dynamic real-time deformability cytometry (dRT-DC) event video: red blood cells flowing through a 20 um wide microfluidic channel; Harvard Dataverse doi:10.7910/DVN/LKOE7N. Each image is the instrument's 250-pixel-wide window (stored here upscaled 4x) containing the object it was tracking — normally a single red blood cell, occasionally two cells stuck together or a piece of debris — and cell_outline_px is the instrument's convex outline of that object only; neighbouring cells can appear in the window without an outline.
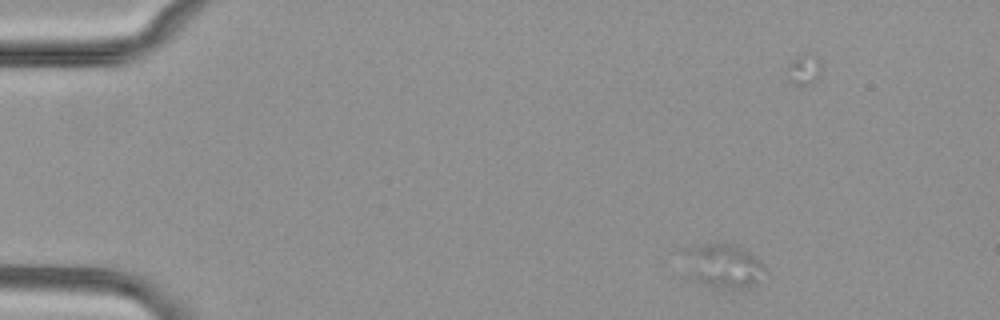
{"species": "common noctule bat (a hibernating species)", "species_latin": "Nyctalus noctula", "temperature_condition": "cold", "stored_images_in_passage": 56, "camera_frame_rate_fps": 3000, "um_per_image_px": 0.085, "animal": {"sex": "female", "body_mass_g": 29.2, "forearm_length_mm": 56.3}, "frame": {"image": 1, "passage_image": 8, "time_ms": 2.333, "image_size_px": [1000, 320], "cell_outline_px": [[768, 272], [756, 284], [748, 288], [732, 292], [712, 288], [696, 280], [692, 276], [680, 248], [704, 244], [736, 244], [756, 256], [764, 264]], "centroid_in_image_um": [61.54, 22.64], "position_along_channel_um": 23.5, "area_um2": 21.68}}
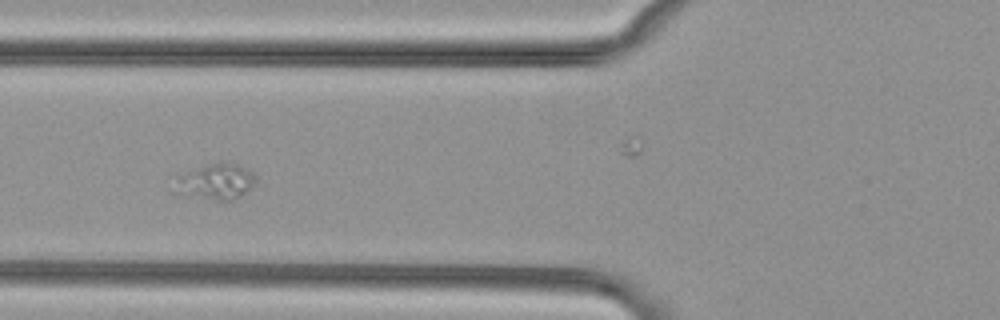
{"frame": {"image": 2, "passage_image": 22, "time_ms": 7.0, "image_size_px": [1000, 320], "cell_outline_px": [[260, 176], [256, 184], [236, 200], [216, 200], [180, 196], [172, 192], [176, 176], [208, 164], [220, 160], [228, 160], [248, 168], [256, 172]], "centroid_in_image_um": [18.38, 15.43], "position_along_channel_um": 107.4, "area_um2": 18.09}}
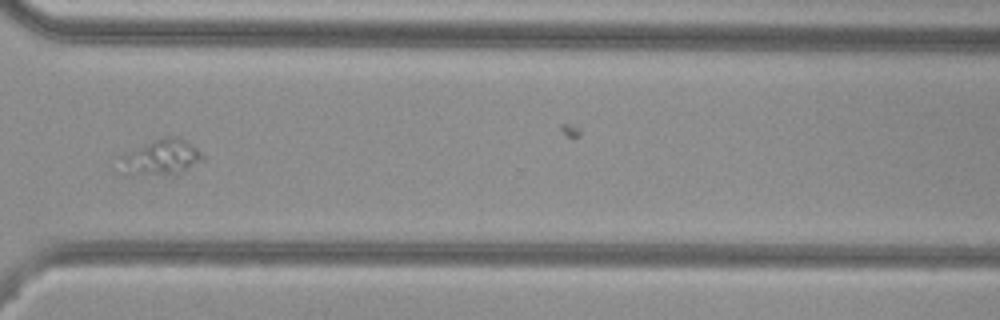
{"frame": {"image": 3, "passage_image": 42, "time_ms": 13.667, "image_size_px": [1000, 320], "cell_outline_px": [[204, 160], [176, 176], [124, 176], [112, 168], [120, 156], [152, 140], [164, 136], [180, 136], [196, 148], [204, 156]], "centroid_in_image_um": [13.56, 13.45], "position_along_channel_um": 357.0, "area_um2": 18.55}}